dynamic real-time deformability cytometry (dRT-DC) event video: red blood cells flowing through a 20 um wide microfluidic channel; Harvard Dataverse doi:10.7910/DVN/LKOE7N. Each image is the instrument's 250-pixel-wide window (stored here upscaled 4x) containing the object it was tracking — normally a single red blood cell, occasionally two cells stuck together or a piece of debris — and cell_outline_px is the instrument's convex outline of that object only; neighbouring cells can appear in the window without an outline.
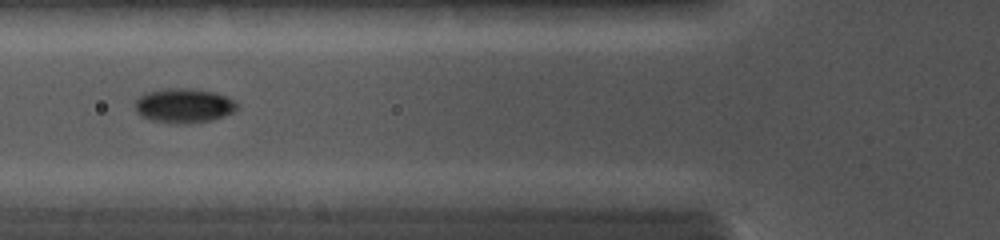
{"species": "common noctule bat (a hibernating species)", "species_latin": "Nyctalus noctula", "temperature_condition": "cold", "stored_images_in_passage": 12, "camera_frame_rate_fps": 5000, "um_per_image_px": 0.085, "animal": {"sex": "female", "body_mass_g": 19.0, "forearm_length_mm": 56.7}, "frame": {"image": 1, "passage_image": 7, "time_ms": 5.0, "image_size_px": [1000, 240], "cell_outline_px": [[240, 108], [236, 112], [212, 120], [184, 124], [168, 124], [152, 120], [140, 116], [136, 112], [136, 100], [140, 96], [148, 92], [164, 88], [188, 88], [216, 92], [236, 100], [240, 104]], "centroid_in_image_um": [15.69, 8.99], "position_along_channel_um": 110.1, "area_um2": 20.98}}
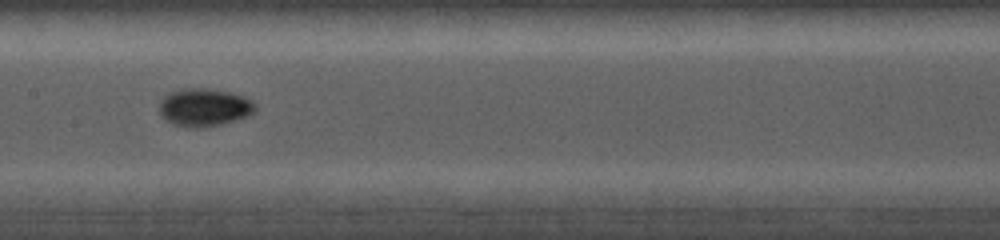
{"frame": {"image": 2, "passage_image": 9, "time_ms": 6.8, "image_size_px": [1000, 240], "cell_outline_px": [[256, 112], [248, 116], [220, 124], [196, 128], [192, 128], [172, 124], [164, 120], [160, 116], [160, 100], [168, 92], [184, 88], [208, 88], [228, 92], [244, 96], [252, 100], [256, 104]], "centroid_in_image_um": [17.34, 9.12], "position_along_channel_um": 190.1, "area_um2": 21.39}}
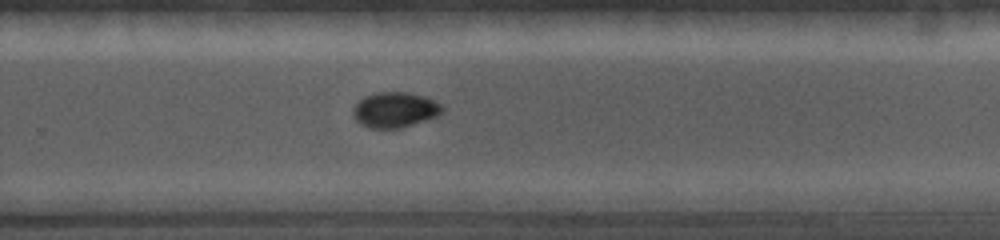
{"frame": {"image": 3, "passage_image": 12, "time_ms": 9.2, "image_size_px": [1000, 240], "cell_outline_px": [[444, 112], [436, 116], [400, 128], [368, 128], [360, 124], [352, 116], [352, 108], [364, 96], [376, 92], [408, 92], [424, 96], [444, 104]], "centroid_in_image_um": [33.56, 9.32], "position_along_channel_um": 296.2, "area_um2": 18.55}}